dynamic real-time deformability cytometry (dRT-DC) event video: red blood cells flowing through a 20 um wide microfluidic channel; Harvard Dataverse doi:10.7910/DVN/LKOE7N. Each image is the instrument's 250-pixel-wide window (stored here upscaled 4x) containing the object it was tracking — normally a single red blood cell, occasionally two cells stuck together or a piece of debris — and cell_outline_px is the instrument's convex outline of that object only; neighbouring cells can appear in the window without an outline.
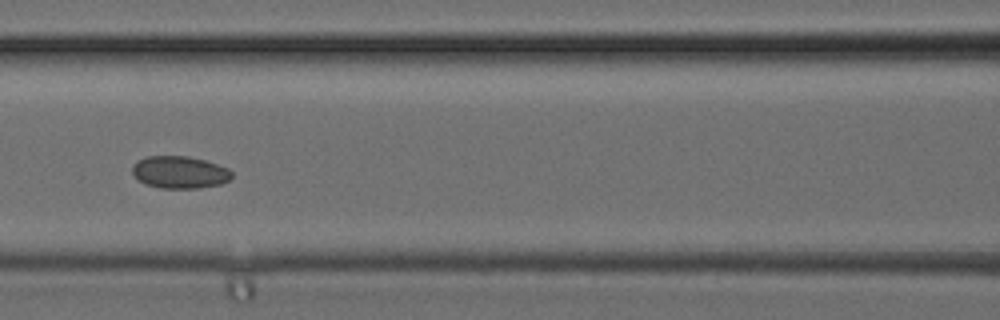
{"species": "common noctule bat (a hibernating species)", "species_latin": "Nyctalus noctula", "temperature_condition": "cold", "stored_images_in_passage": 35, "camera_frame_rate_fps": 3000, "um_per_image_px": 0.085, "animal": {"sex": "female", "body_mass_g": 24.6, "forearm_length_mm": 56.2}, "frame": {"image": 1, "passage_image": 16, "time_ms": 5.0, "image_size_px": [1000, 320], "cell_outline_px": [[232, 176], [228, 180], [220, 184], [200, 188], [160, 188], [144, 184], [132, 172], [132, 164], [136, 160], [148, 156], [188, 156], [204, 160], [228, 168], [232, 172]], "centroid_in_image_um": [15.25, 14.64], "position_along_channel_um": 151.4, "area_um2": 18.73}}
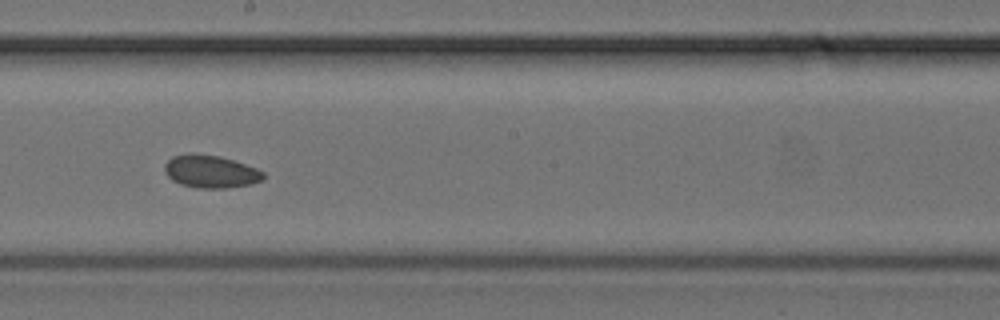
{"frame": {"image": 2, "passage_image": 20, "time_ms": 6.333, "image_size_px": [1000, 320], "cell_outline_px": [[264, 180], [248, 184], [224, 188], [196, 188], [180, 184], [172, 180], [164, 172], [164, 164], [172, 156], [188, 152], [192, 152], [220, 156], [256, 168], [264, 172]], "centroid_in_image_um": [17.85, 14.56], "position_along_channel_um": 230.3, "area_um2": 18.96}}